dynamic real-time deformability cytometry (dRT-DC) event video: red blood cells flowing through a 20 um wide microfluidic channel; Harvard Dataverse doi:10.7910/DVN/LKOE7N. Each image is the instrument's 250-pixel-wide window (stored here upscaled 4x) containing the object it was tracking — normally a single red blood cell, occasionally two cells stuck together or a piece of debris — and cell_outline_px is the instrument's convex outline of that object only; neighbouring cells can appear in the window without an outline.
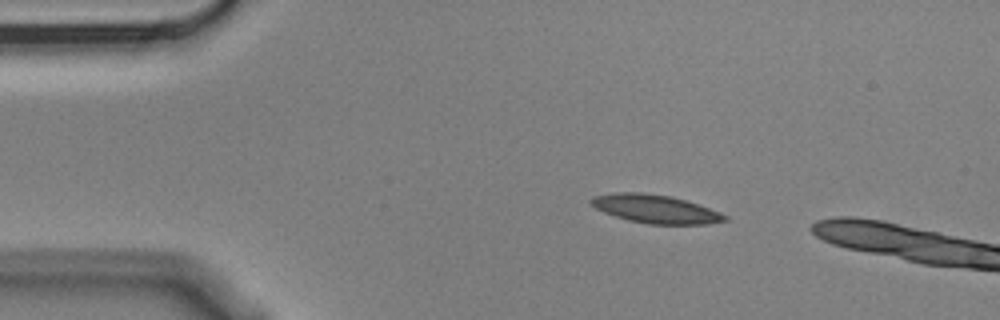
{"species": "Egyptian fruit bat (a non-hibernating species)", "species_latin": "Rousettus aegyptiacus", "temperature_condition": "cold", "stored_images_in_passage": 5, "segment_of_instrument_passage": [1, 2], "camera_frame_rate_fps": 3000, "um_per_image_px": 0.085, "animal": {"sex": "male"}, "frame": {"image": 1, "passage_image": 1, "time_ms": 0.0, "image_size_px": [1000, 320], "cell_outline_px": [[732, 220], [708, 224], [648, 224], [628, 220], [604, 212], [588, 204], [588, 200], [592, 196], [612, 192], [644, 192], [672, 196], [720, 212], [728, 216]], "centroid_in_image_um": [55.69, 17.75], "position_along_channel_um": 29.3, "area_um2": 22.37}}
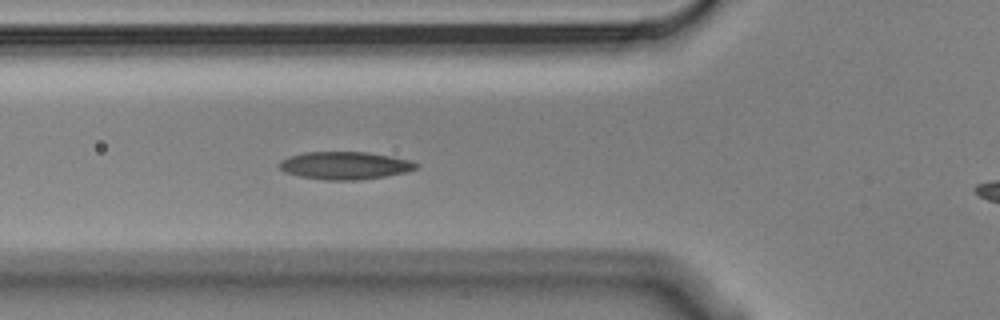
{"frame": {"image": 2, "passage_image": 4, "time_ms": 1.0, "image_size_px": [1000, 320], "cell_outline_px": [[420, 164], [416, 168], [408, 172], [360, 180], [328, 180], [300, 176], [284, 172], [276, 164], [280, 160], [288, 156], [304, 152], [368, 152], [392, 156], [412, 160]], "centroid_in_image_um": [29.32, 14.06], "position_along_channel_um": 96.5, "area_um2": 22.31}}